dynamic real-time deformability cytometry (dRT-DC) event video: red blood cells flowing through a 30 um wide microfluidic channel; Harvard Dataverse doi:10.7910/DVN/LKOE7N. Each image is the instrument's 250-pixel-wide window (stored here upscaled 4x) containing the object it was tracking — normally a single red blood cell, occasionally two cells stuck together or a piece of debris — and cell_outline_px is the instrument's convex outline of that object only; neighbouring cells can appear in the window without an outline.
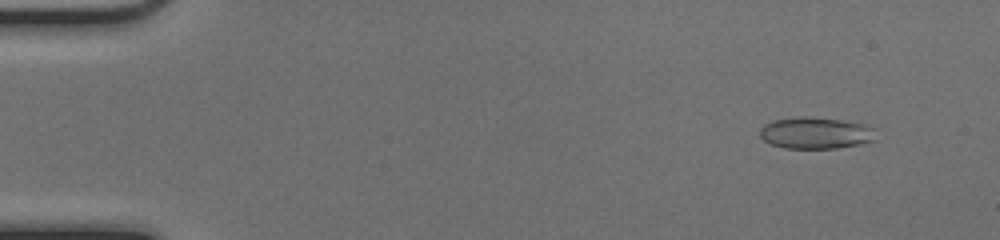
{"species": "common noctule bat (a hibernating species)", "species_latin": "Nyctalus noctula", "temperature_condition": "cold", "stored_images_in_passage": 51, "camera_frame_rate_fps": 3000, "um_per_image_px": 0.085, "animal": {"sex": "female", "body_mass_g": 17.0, "forearm_length_mm": 48.0}, "frame": {"image": 1, "passage_image": 5, "time_ms": 1.333, "image_size_px": [1000, 240], "cell_outline_px": [[876, 140], [860, 144], [836, 148], [784, 148], [772, 144], [764, 140], [760, 136], [760, 128], [764, 124], [772, 120], [800, 116], [808, 116], [840, 120], [864, 124], [872, 128]], "centroid_in_image_um": [69.3, 11.3], "position_along_channel_um": 15.7, "area_um2": 21.33}}
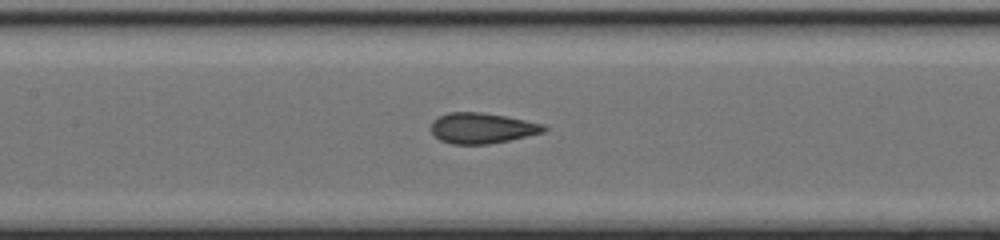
{"frame": {"image": 2, "passage_image": 25, "time_ms": 8.0, "image_size_px": [1000, 240], "cell_outline_px": [[548, 128], [544, 132], [508, 140], [488, 144], [452, 144], [440, 140], [432, 132], [432, 120], [448, 112], [480, 112], [504, 116], [544, 124]], "centroid_in_image_um": [40.96, 10.89], "position_along_channel_um": 166.4, "area_um2": 19.88}}
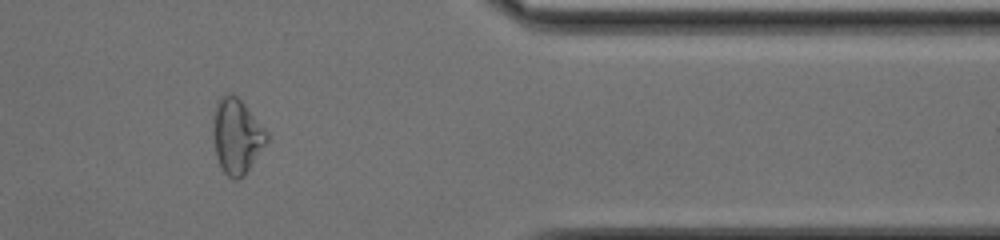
{"frame": {"image": 3, "passage_image": 43, "time_ms": 14.0, "image_size_px": [1000, 240], "cell_outline_px": [[268, 140], [244, 176], [236, 180], [232, 180], [224, 172], [216, 156], [212, 136], [212, 116], [216, 100], [224, 92], [232, 92], [244, 104], [268, 132]], "centroid_in_image_um": [20.08, 11.53], "position_along_channel_um": 391.3, "area_um2": 23.81}, "authors_computed_cell_mechanics": {"area_um2": 21.097, "velocity_mm_per_s": 4.0799, "shape_relaxation_time_tau1_ms": null, "shape_relaxation_time_tau2_ms": 1.0433, "deformation_change_tau1": null, "deformation_change_tau2": 0.0562}}